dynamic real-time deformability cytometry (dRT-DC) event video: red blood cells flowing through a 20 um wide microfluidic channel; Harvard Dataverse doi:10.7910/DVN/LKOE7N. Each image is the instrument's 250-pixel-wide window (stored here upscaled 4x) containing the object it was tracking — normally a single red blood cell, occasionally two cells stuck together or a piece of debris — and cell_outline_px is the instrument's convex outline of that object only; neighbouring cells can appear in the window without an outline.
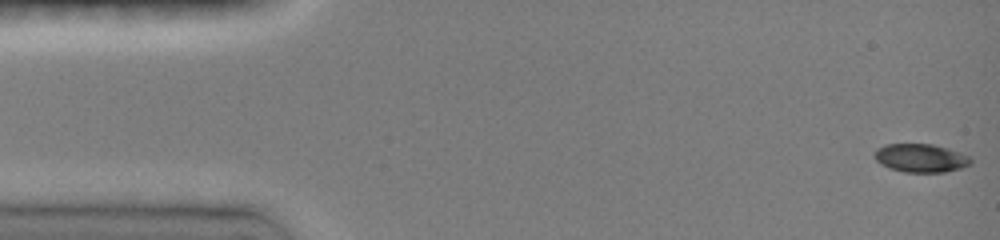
{"species": "common noctule bat (a hibernating species)", "species_latin": "Nyctalus noctula", "temperature_condition": "room temperature", "stored_images_in_passage": 47, "camera_frame_rate_fps": 3000, "um_per_image_px": 0.085, "animal": {"sex": "female", "body_mass_g": 19.0, "forearm_length_mm": 51.5}, "frame": {"image": 1, "passage_image": 1, "time_ms": 0.0, "image_size_px": [1000, 240], "cell_outline_px": [[972, 160], [968, 164], [960, 168], [944, 172], [904, 172], [888, 168], [880, 164], [876, 160], [876, 148], [888, 144], [932, 144], [948, 148], [968, 156]], "centroid_in_image_um": [78.23, 13.43], "position_along_channel_um": 6.8, "area_um2": 15.72}}
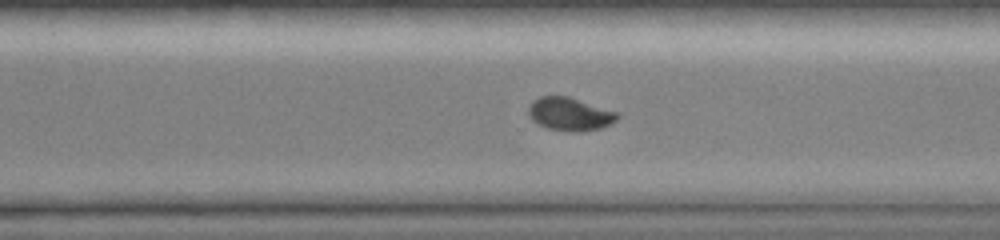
{"frame": {"image": 2, "passage_image": 33, "time_ms": 10.667, "image_size_px": [1000, 240], "cell_outline_px": [[620, 116], [616, 120], [600, 128], [572, 132], [548, 128], [532, 120], [528, 112], [528, 108], [532, 100], [540, 96], [568, 96], [616, 112]], "centroid_in_image_um": [48.39, 9.68], "position_along_channel_um": 322.2, "area_um2": 16.82}}
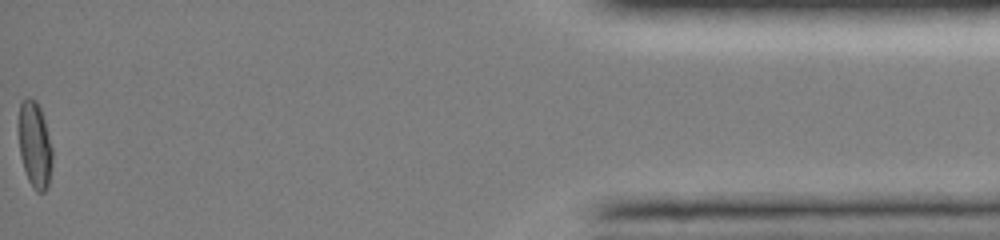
{"frame": {"image": 3, "passage_image": 47, "time_ms": 15.333, "image_size_px": [1000, 240], "cell_outline_px": [[52, 164], [48, 188], [44, 192], [36, 192], [28, 180], [20, 156], [20, 100], [24, 96], [28, 96], [36, 100], [40, 108], [44, 120], [52, 148]], "centroid_in_image_um": [2.97, 12.32], "position_along_channel_um": 432.2, "area_um2": 16.82}, "authors_computed_cell_mechanics": {"area_um2": 16.762, "velocity_mm_per_s": 4.1131, "shape_relaxation_time_tau1_ms": 6.8356, "shape_relaxation_time_tau2_ms": null, "deformation_change_tau1": 0.1656, "deformation_change_tau2": null}}